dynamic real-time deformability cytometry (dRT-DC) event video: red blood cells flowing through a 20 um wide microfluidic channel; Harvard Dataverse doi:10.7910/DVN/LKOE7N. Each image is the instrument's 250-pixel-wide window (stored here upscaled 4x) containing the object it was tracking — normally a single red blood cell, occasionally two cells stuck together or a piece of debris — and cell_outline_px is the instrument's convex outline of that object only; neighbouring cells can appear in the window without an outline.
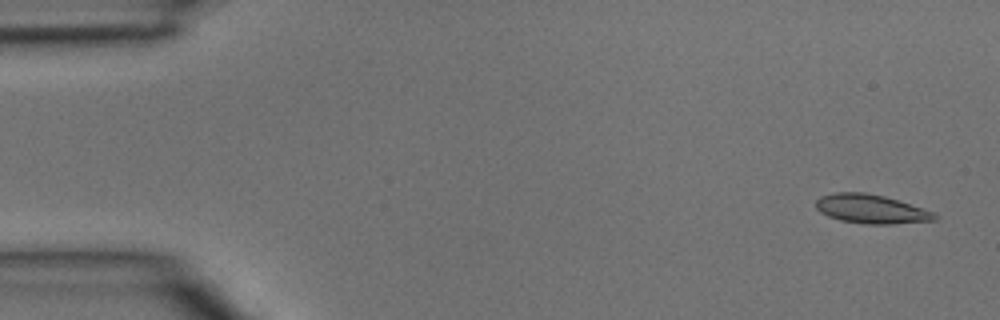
{"species": "common noctule bat (a hibernating species)", "species_latin": "Nyctalus noctula", "temperature_condition": "room temperature", "stored_images_in_passage": 4, "camera_frame_rate_fps": 3000, "um_per_image_px": 0.085, "animal": {"sex": "male", "body_mass_g": 15.6}, "frame": {"image": 1, "passage_image": 1, "time_ms": 0.0, "image_size_px": [1000, 320], "cell_outline_px": [[940, 216], [936, 220], [892, 224], [864, 224], [840, 220], [828, 216], [820, 212], [816, 208], [816, 200], [820, 196], [836, 192], [864, 192], [884, 196], [932, 212]], "centroid_in_image_um": [74.0, 17.77], "position_along_channel_um": 11.0, "area_um2": 19.88}}